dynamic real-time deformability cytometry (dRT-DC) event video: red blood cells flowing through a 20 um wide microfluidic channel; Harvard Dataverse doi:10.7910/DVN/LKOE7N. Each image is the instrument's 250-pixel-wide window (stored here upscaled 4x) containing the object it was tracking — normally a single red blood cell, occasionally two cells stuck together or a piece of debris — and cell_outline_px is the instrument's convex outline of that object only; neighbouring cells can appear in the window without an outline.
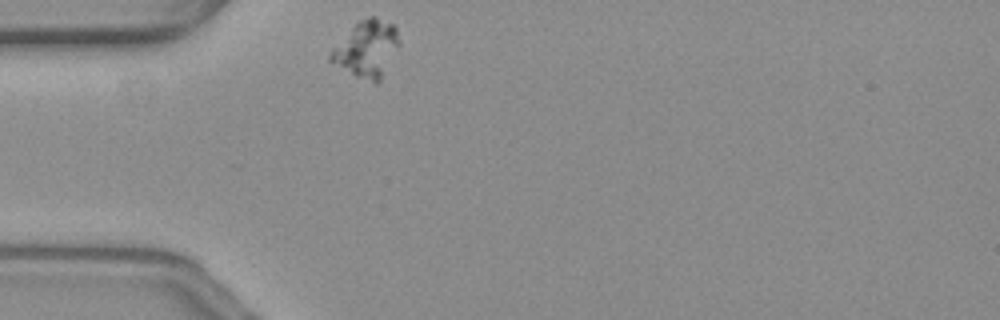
{"species": "common noctule bat (a hibernating species)", "species_latin": "Nyctalus noctula", "temperature_condition": "warm", "stored_images_in_passage": 34, "camera_frame_rate_fps": 3000, "um_per_image_px": 0.085, "animal": {"sex": "female", "body_mass_g": 19.3, "forearm_length_mm": 54.1}, "frame": {"image": 1, "passage_image": 1, "time_ms": 0.0, "image_size_px": [1000, 320], "cell_outline_px": [[400, 44], [380, 80], [376, 84], [372, 84], [356, 76], [328, 60], [328, 56], [332, 48], [360, 20], [368, 16], [376, 16], [392, 24], [396, 28], [400, 40]], "centroid_in_image_um": [31.19, 4.16], "position_along_channel_um": 53.8, "area_um2": 22.37}}
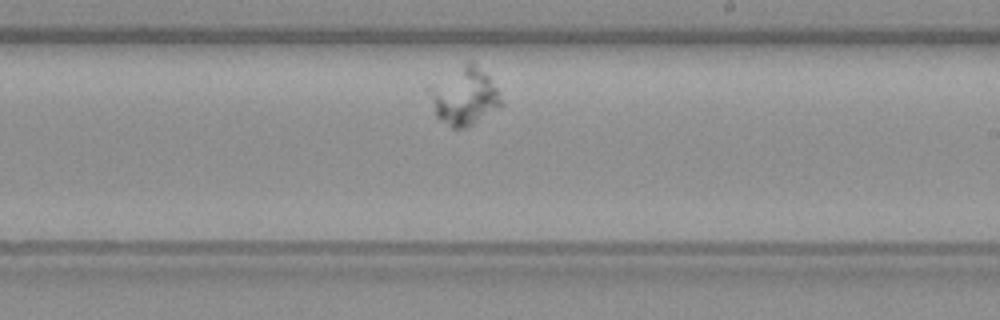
{"frame": {"image": 2, "passage_image": 20, "time_ms": 6.333, "image_size_px": [1000, 320], "cell_outline_px": [[504, 104], [468, 128], [452, 128], [440, 120], [436, 116], [424, 88], [468, 60], [472, 60], [488, 76], [496, 88]], "centroid_in_image_um": [39.41, 8.17], "position_along_channel_um": 249.6, "area_um2": 24.57}}
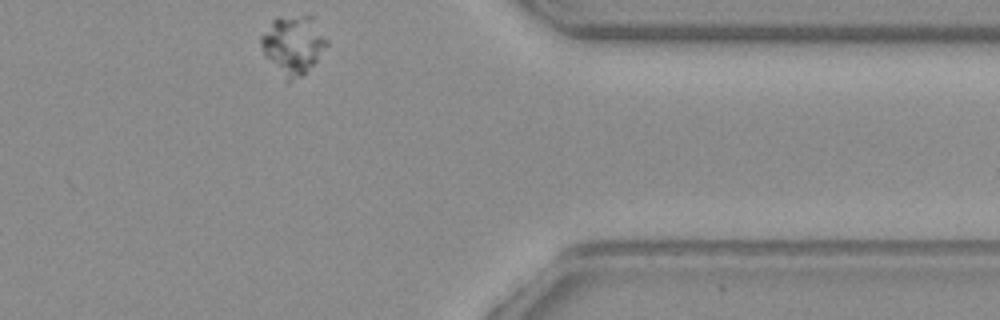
{"frame": {"image": 3, "passage_image": 34, "time_ms": 11.0, "image_size_px": [1000, 320], "cell_outline_px": [[328, 44], [316, 60], [300, 76], [288, 80], [264, 56], [260, 44], [260, 36], [272, 20], [276, 16], [316, 16], [328, 40]], "centroid_in_image_um": [24.92, 3.72], "position_along_channel_um": 386.5, "area_um2": 22.37}}